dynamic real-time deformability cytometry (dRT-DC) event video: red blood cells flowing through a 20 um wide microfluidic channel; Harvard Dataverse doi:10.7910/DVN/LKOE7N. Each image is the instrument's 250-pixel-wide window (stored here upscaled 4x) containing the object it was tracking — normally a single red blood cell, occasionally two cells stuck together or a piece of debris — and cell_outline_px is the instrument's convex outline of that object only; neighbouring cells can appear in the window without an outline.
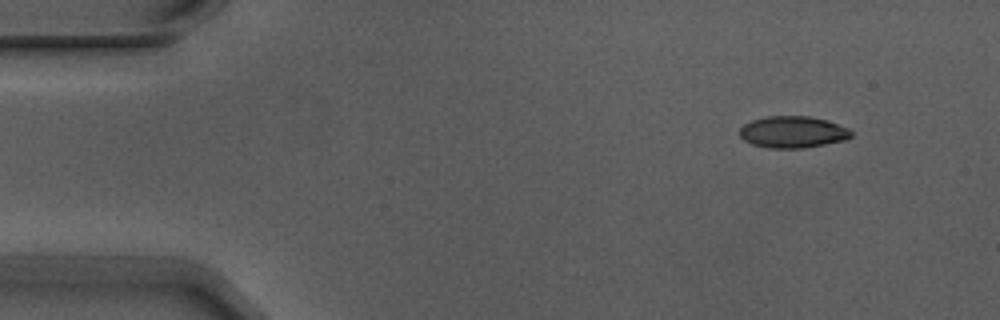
{"species": "Egyptian fruit bat (a non-hibernating species)", "species_latin": "Rousettus aegyptiacus", "temperature_condition": "warm", "stored_images_in_passage": 3, "camera_frame_rate_fps": 3000, "um_per_image_px": 0.085, "animal": {"sex": "male"}, "frame": {"image": 1, "passage_image": 1, "time_ms": 0.0, "image_size_px": [1000, 320], "cell_outline_px": [[852, 136], [844, 140], [804, 148], [768, 148], [752, 144], [744, 140], [740, 136], [740, 128], [744, 124], [752, 120], [768, 116], [808, 116], [828, 120], [848, 128], [852, 132]], "centroid_in_image_um": [67.38, 11.22], "position_along_channel_um": 17.6, "area_um2": 20.58}}
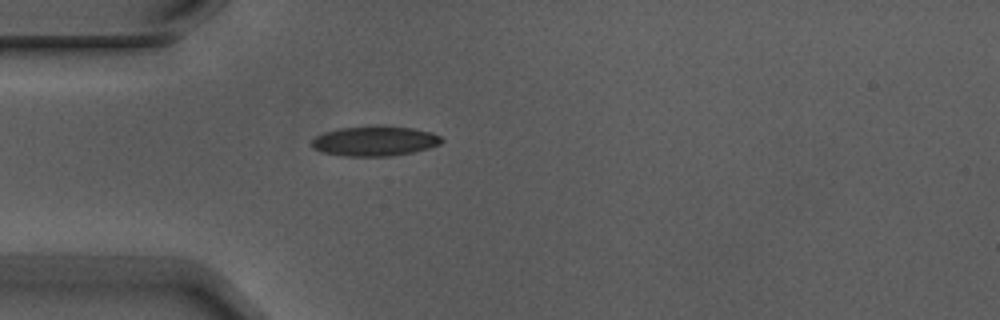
{"frame": {"image": 2, "passage_image": 3, "time_ms": 0.667, "image_size_px": [1000, 320], "cell_outline_px": [[444, 140], [440, 144], [428, 148], [412, 152], [388, 156], [344, 156], [324, 152], [312, 148], [312, 140], [316, 136], [324, 132], [340, 128], [380, 124], [412, 128], [432, 132], [440, 136]], "centroid_in_image_um": [31.86, 11.96], "position_along_channel_um": 53.1, "area_um2": 22.83}}